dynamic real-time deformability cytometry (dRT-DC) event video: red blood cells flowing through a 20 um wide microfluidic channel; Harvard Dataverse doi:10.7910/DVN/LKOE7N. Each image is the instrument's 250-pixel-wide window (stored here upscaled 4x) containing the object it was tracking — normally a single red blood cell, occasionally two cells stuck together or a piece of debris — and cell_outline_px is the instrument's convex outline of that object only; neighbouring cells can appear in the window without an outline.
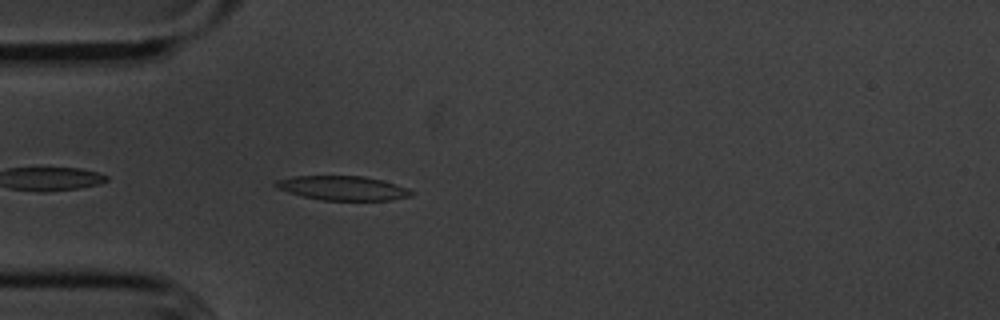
{"species": "common noctule bat (a hibernating species)", "species_latin": "Nyctalus noctula", "temperature_condition": "cold", "stored_images_in_passage": 12, "camera_frame_rate_fps": 3000, "um_per_image_px": 0.085, "animal": {"sex": "male", "body_mass_g": 20.1, "forearm_length_mm": 53.5}, "frame": {"image": 1, "passage_image": 3, "time_ms": 0.667, "image_size_px": [1000, 320], "cell_outline_px": [[412, 196], [392, 200], [320, 200], [288, 192], [276, 188], [272, 184], [276, 180], [292, 176], [364, 176], [396, 184], [408, 188], [412, 192]], "centroid_in_image_um": [29.1, 15.98], "position_along_channel_um": 55.9, "area_um2": 19.19}}
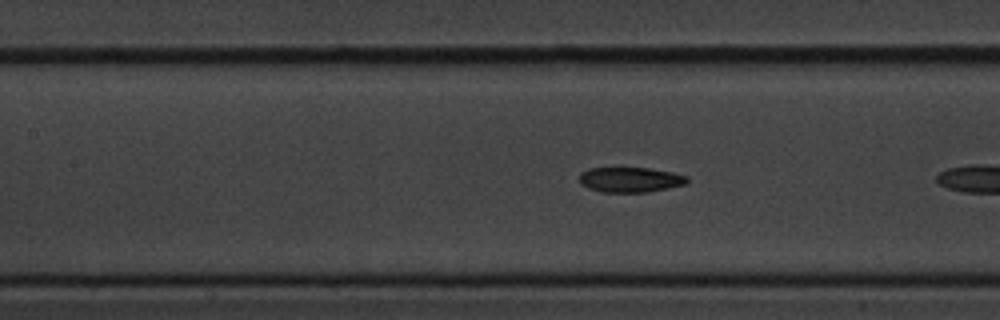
{"frame": {"image": 2, "passage_image": 9, "time_ms": 2.667, "image_size_px": [1000, 320], "cell_outline_px": [[688, 180], [684, 184], [648, 192], [600, 192], [588, 188], [580, 184], [580, 172], [588, 168], [648, 168], [672, 172], [688, 176]], "centroid_in_image_um": [53.53, 15.27], "position_along_channel_um": 153.9, "area_um2": 15.72}}